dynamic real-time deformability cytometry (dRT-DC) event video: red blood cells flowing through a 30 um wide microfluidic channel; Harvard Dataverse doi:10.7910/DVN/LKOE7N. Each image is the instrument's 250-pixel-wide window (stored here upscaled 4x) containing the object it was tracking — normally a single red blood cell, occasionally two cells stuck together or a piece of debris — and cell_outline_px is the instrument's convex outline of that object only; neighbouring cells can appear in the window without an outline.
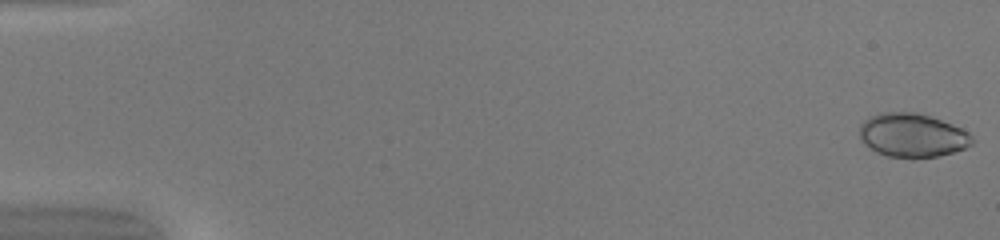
{"species": "common noctule bat (a hibernating species)", "species_latin": "Nyctalus noctula", "temperature_condition": "warm", "stored_images_in_passage": 50, "camera_frame_rate_fps": 3000, "um_per_image_px": 0.085, "animal": {"sex": "female", "body_mass_g": 20.0, "forearm_length_mm": 54.0}, "frame": {"image": 1, "passage_image": 1, "time_ms": 0.0, "image_size_px": [1000, 240], "cell_outline_px": [[972, 144], [964, 148], [952, 152], [936, 156], [912, 160], [884, 156], [876, 152], [864, 144], [860, 140], [860, 124], [868, 116], [880, 112], [916, 112], [952, 124], [968, 132], [972, 136]], "centroid_in_image_um": [77.49, 11.52], "position_along_channel_um": 7.5, "area_um2": 29.13}}
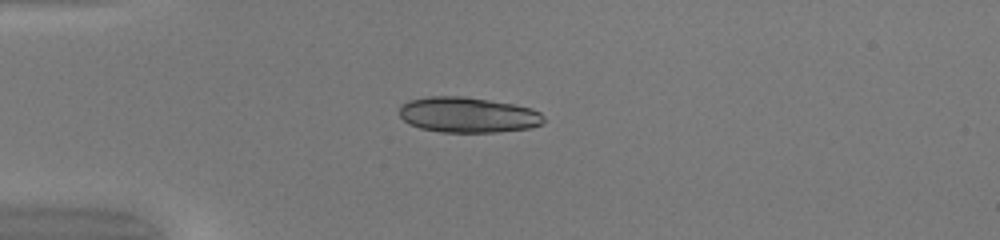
{"frame": {"image": 2, "passage_image": 14, "time_ms": 4.333, "image_size_px": [1000, 240], "cell_outline_px": [[544, 120], [540, 124], [532, 128], [496, 132], [440, 132], [420, 128], [408, 124], [400, 116], [400, 104], [408, 100], [428, 96], [464, 96], [512, 104], [532, 108], [540, 112], [544, 116]], "centroid_in_image_um": [39.75, 9.76], "position_along_channel_um": 45.3, "area_um2": 30.0}}